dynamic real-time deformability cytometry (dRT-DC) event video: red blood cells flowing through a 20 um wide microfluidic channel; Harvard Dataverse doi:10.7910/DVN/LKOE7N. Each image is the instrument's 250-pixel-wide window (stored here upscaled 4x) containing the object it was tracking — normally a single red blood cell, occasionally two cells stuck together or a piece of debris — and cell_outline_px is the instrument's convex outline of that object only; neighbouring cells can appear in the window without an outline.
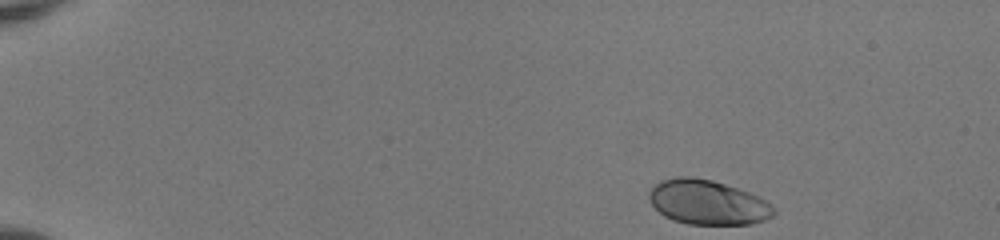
{"species": "human", "species_latin": "Homo sapiens", "temperature_condition": "room temperature", "stored_images_in_passage": 46, "camera_frame_rate_fps": 3000, "um_per_image_px": 0.085, "donor": {"sex": "female"}, "frame": {"image": 1, "passage_image": 1, "time_ms": 0.0, "image_size_px": [1000, 240], "cell_outline_px": [[776, 212], [772, 216], [764, 220], [752, 224], [688, 224], [672, 220], [664, 216], [648, 200], [648, 192], [660, 180], [676, 176], [692, 176], [712, 180], [748, 192], [764, 200], [776, 208]], "centroid_in_image_um": [60.12, 17.19], "position_along_channel_um": 24.9, "area_um2": 32.43}}
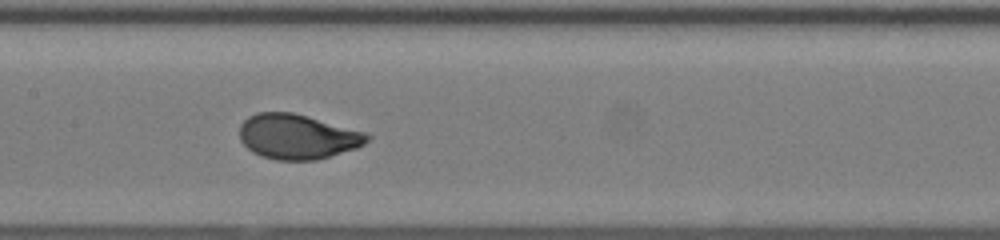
{"frame": {"image": 2, "passage_image": 22, "time_ms": 7.0, "image_size_px": [1000, 240], "cell_outline_px": [[372, 136], [364, 144], [356, 148], [316, 160], [276, 160], [260, 156], [252, 152], [240, 140], [240, 124], [248, 116], [256, 112], [292, 112], [364, 132]], "centroid_in_image_um": [25.24, 11.61], "position_along_channel_um": 182.2, "area_um2": 33.23}}
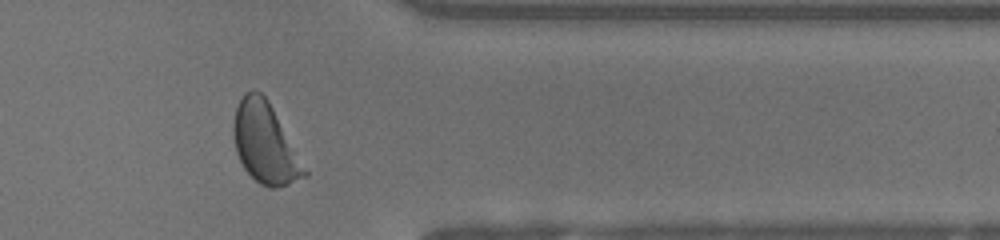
{"frame": {"image": 3, "passage_image": 38, "time_ms": 12.333, "image_size_px": [1000, 240], "cell_outline_px": [[308, 176], [288, 184], [276, 188], [268, 188], [260, 184], [244, 168], [236, 152], [232, 132], [232, 124], [236, 108], [244, 92], [252, 88], [260, 92], [268, 100], [308, 172]], "centroid_in_image_um": [22.51, 12.17], "position_along_channel_um": 388.9, "area_um2": 33.06}, "authors_computed_cell_mechanics": {"area_um2": 33.1483, "velocity_mm_per_s": 3.9777, "shape_relaxation_time_tau1_ms": 2.3079, "shape_relaxation_time_tau2_ms": null, "deformation_change_tau1": 0.1697, "deformation_change_tau2": null}}